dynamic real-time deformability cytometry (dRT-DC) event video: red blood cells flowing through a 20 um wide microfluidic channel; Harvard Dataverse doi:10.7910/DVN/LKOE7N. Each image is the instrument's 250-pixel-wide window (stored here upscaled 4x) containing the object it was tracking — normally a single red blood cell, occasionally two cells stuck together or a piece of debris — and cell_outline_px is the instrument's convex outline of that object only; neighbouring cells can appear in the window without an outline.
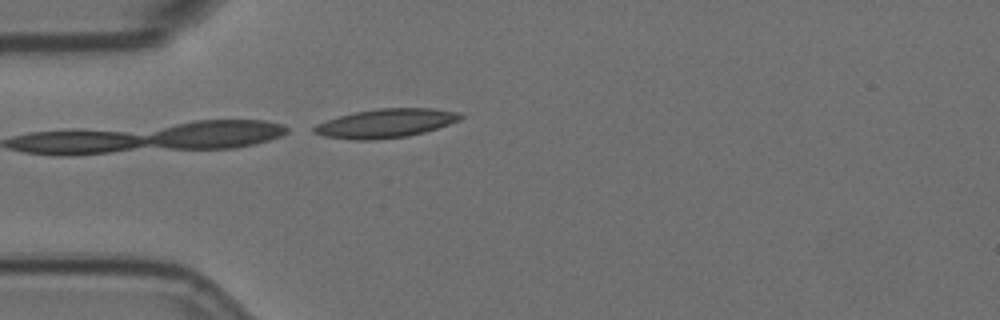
{"species": "Egyptian fruit bat (a non-hibernating species)", "species_latin": "Rousettus aegyptiacus", "temperature_condition": "room temperature", "stored_images_in_passage": 3, "camera_frame_rate_fps": 3000, "um_per_image_px": 0.085, "animal": {"sex": "female"}, "frame": {"image": 1, "passage_image": 3, "time_ms": 0.667, "image_size_px": [1000, 320], "cell_outline_px": [[464, 116], [460, 120], [424, 132], [408, 136], [372, 140], [352, 140], [324, 136], [312, 132], [312, 128], [316, 124], [340, 116], [356, 112], [380, 108], [432, 108], [460, 112]], "centroid_in_image_um": [32.79, 10.48], "position_along_channel_um": 52.2, "area_um2": 24.51}}